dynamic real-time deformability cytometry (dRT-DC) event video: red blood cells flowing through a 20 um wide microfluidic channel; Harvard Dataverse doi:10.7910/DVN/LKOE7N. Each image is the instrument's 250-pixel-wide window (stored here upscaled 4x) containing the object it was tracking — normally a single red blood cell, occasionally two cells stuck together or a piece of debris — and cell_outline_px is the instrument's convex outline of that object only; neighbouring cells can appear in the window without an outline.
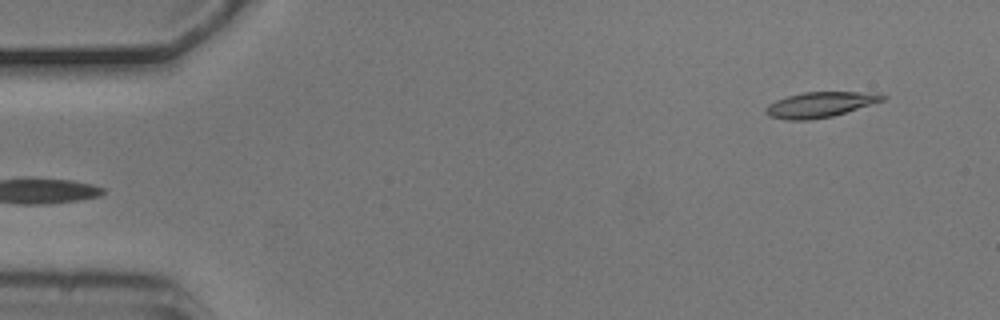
{"species": "common noctule bat (a hibernating species)", "species_latin": "Nyctalus noctula", "temperature_condition": "cold", "stored_images_in_passage": 4, "camera_frame_rate_fps": 3000, "um_per_image_px": 0.085, "animal": {"sex": "male", "body_mass_g": 20.5, "forearm_length_mm": 52.5}, "frame": {"image": 1, "passage_image": 4, "time_ms": 1.0, "image_size_px": [1000, 320], "cell_outline_px": [[888, 96], [884, 100], [832, 116], [812, 120], [788, 120], [768, 116], [764, 112], [764, 108], [768, 104], [776, 100], [788, 96], [804, 92], [876, 92]], "centroid_in_image_um": [69.69, 8.89], "position_along_channel_um": 15.3, "area_um2": 17.28}}